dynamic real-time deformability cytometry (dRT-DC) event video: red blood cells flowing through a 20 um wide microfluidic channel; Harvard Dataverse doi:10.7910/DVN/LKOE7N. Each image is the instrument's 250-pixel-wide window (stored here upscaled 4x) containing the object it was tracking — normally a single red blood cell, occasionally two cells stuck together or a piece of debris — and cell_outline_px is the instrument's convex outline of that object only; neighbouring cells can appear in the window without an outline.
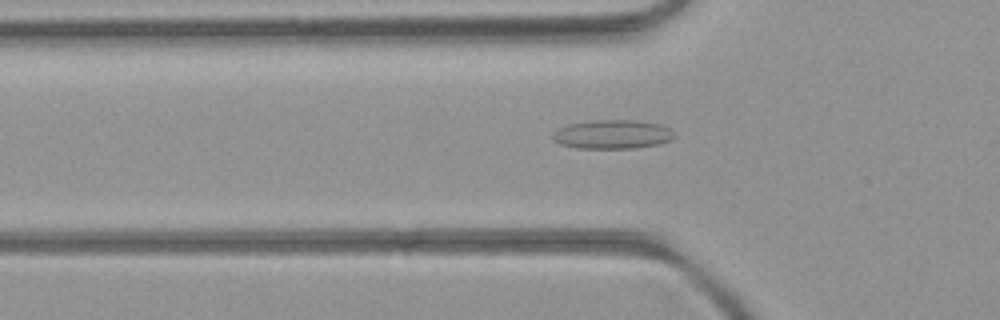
{"species": "common noctule bat (a hibernating species)", "species_latin": "Nyctalus noctula", "temperature_condition": "room temperature", "stored_images_in_passage": 53, "camera_frame_rate_fps": 3000, "um_per_image_px": 0.085, "animal": {"sex": "female", "body_mass_g": 21.9}, "frame": {"image": 1, "passage_image": 18, "time_ms": 5.667, "image_size_px": [1000, 320], "cell_outline_px": [[676, 136], [672, 140], [656, 144], [636, 148], [576, 148], [560, 144], [552, 140], [552, 136], [560, 128], [568, 124], [592, 120], [636, 120], [660, 124], [676, 132]], "centroid_in_image_um": [52.09, 11.42], "position_along_channel_um": 73.7, "area_um2": 20.58}}
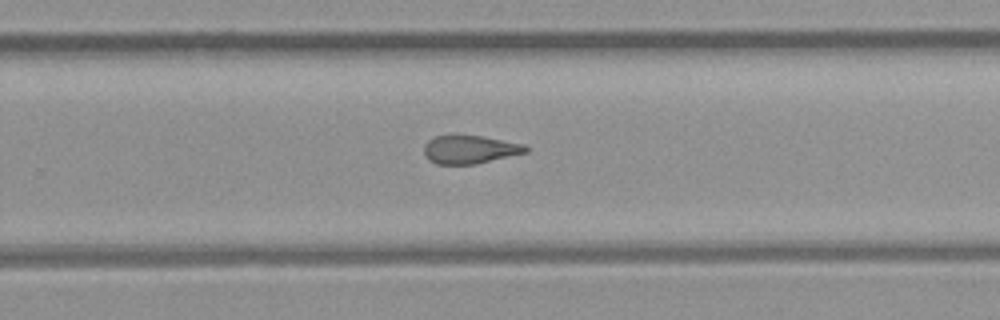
{"frame": {"image": 2, "passage_image": 34, "time_ms": 11.0, "image_size_px": [1000, 320], "cell_outline_px": [[528, 152], [476, 164], [436, 164], [428, 160], [424, 152], [424, 144], [428, 140], [436, 136], [480, 136], [524, 144], [528, 148]], "centroid_in_image_um": [39.93, 12.72], "position_along_channel_um": 289.9, "area_um2": 16.59}}
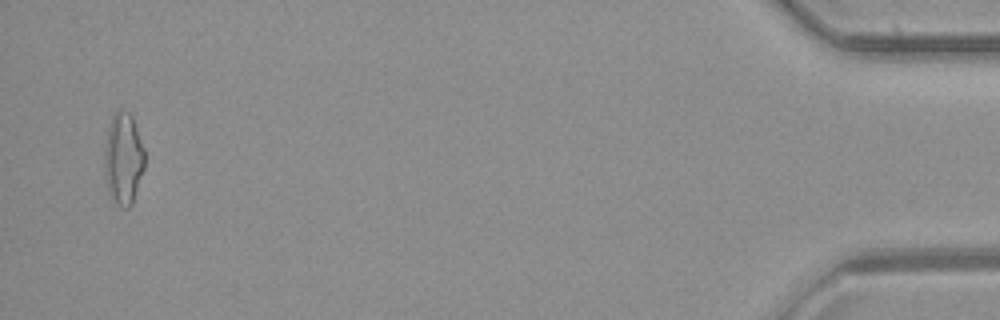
{"frame": {"image": 3, "passage_image": 51, "time_ms": 16.667, "image_size_px": [1000, 320], "cell_outline_px": [[144, 168], [132, 204], [128, 208], [124, 208], [108, 192], [104, 176], [104, 160], [108, 132], [112, 116], [116, 112], [128, 112], [132, 116], [144, 148]], "centroid_in_image_um": [10.49, 13.51], "position_along_channel_um": 424.7, "area_um2": 20.98}}